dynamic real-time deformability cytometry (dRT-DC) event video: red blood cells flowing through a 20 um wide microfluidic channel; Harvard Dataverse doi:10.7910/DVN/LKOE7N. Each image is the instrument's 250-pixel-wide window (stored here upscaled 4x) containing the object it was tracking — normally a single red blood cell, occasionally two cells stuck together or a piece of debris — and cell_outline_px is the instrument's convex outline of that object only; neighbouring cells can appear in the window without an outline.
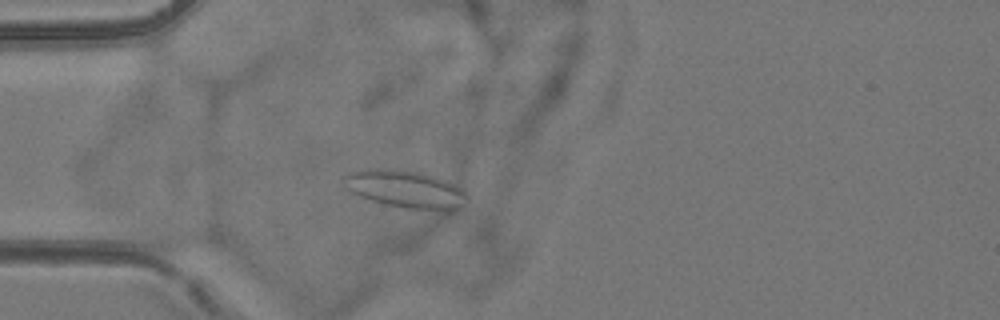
{"species": "common noctule bat (a hibernating species)", "species_latin": "Nyctalus noctula", "temperature_condition": "room temperature", "stored_images_in_passage": 4, "camera_frame_rate_fps": 3000, "um_per_image_px": 0.085, "animal": {"sex": "female", "body_mass_g": 24.6, "forearm_length_mm": 56.2}, "frame": {"image": 1, "passage_image": 4, "time_ms": 3.333, "image_size_px": [1000, 320], "cell_outline_px": [[468, 196], [460, 208], [452, 212], [440, 212], [404, 208], [384, 204], [360, 196], [352, 192], [340, 180], [348, 172], [364, 168], [388, 168], [416, 172], [432, 176], [444, 180], [460, 188]], "centroid_in_image_um": [34.45, 16.1], "position_along_channel_um": 50.6, "area_um2": 27.34}}